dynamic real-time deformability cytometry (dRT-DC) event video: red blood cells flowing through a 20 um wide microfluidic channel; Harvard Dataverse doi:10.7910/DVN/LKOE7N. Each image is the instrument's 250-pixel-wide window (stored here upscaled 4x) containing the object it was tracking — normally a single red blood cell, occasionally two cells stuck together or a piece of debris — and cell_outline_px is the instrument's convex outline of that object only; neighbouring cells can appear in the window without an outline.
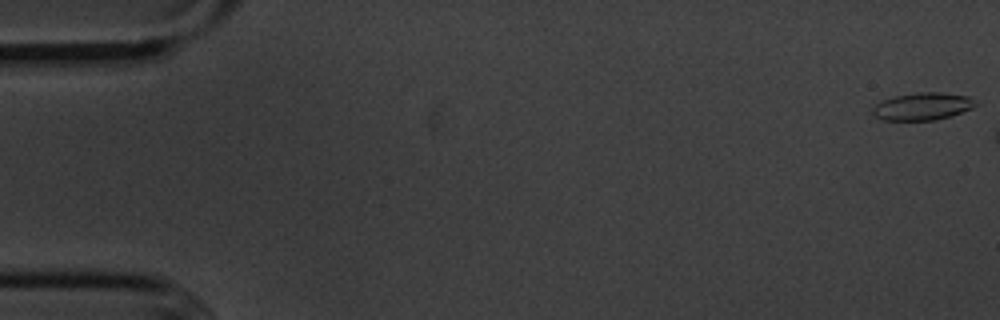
{"species": "common noctule bat (a hibernating species)", "species_latin": "Nyctalus noctula", "temperature_condition": "cold", "stored_images_in_passage": 3, "camera_frame_rate_fps": 3000, "um_per_image_px": 0.085, "animal": {"sex": "male", "body_mass_g": 20.1, "forearm_length_mm": 53.5}, "frame": {"image": 1, "passage_image": 1, "time_ms": 0.0, "image_size_px": [1000, 320], "cell_outline_px": [[976, 104], [972, 108], [936, 120], [884, 120], [876, 116], [872, 112], [872, 108], [876, 104], [884, 100], [896, 96], [916, 92], [940, 92], [968, 96]], "centroid_in_image_um": [78.39, 9.04], "position_along_channel_um": 6.6, "area_um2": 16.13}}